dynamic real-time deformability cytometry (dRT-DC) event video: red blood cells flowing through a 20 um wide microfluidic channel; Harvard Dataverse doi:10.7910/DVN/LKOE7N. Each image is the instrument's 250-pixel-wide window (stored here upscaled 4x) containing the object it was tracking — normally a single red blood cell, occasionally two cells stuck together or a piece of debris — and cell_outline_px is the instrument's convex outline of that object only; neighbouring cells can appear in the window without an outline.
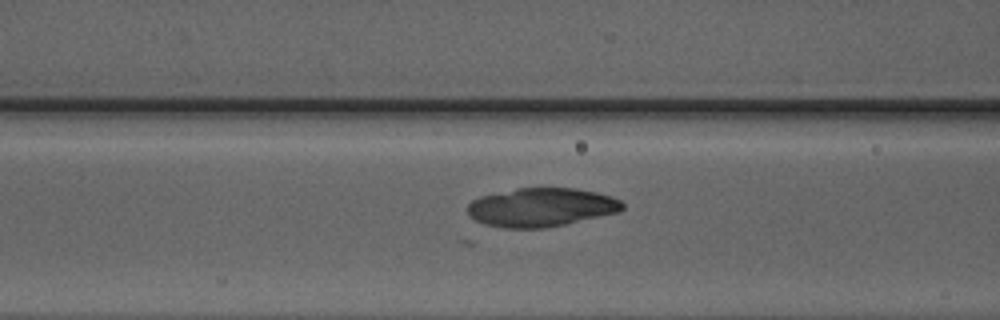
{"species": "Egyptian fruit bat (a non-hibernating species)", "species_latin": "Rousettus aegyptiacus", "temperature_condition": "warm", "stored_images_in_passage": 38, "camera_frame_rate_fps": 3000, "um_per_image_px": 0.085, "animal": {"sex": "male"}, "frame": {"image": 1, "passage_image": 6, "time_ms": 1.667, "image_size_px": [1000, 320], "cell_outline_px": [[624, 208], [620, 212], [564, 224], [544, 228], [504, 228], [484, 224], [468, 216], [468, 204], [472, 200], [480, 196], [516, 188], [576, 188], [596, 192], [612, 196], [620, 200], [624, 204]], "centroid_in_image_um": [46.01, 17.62], "position_along_channel_um": 120.6, "area_um2": 35.03}}
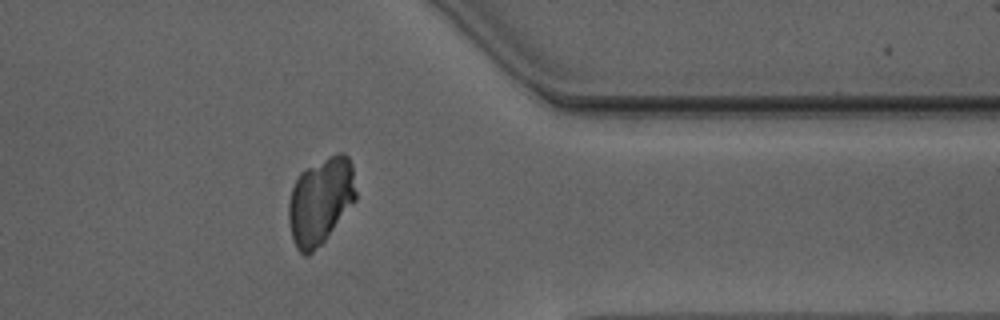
{"frame": {"image": 2, "passage_image": 27, "time_ms": 8.667, "image_size_px": [1000, 320], "cell_outline_px": [[356, 200], [324, 240], [308, 256], [304, 256], [296, 248], [292, 236], [288, 220], [288, 200], [292, 188], [300, 172], [336, 152], [344, 152], [348, 156], [352, 164], [356, 192]], "centroid_in_image_um": [27.24, 17.06], "position_along_channel_um": 384.2, "area_um2": 33.93}}
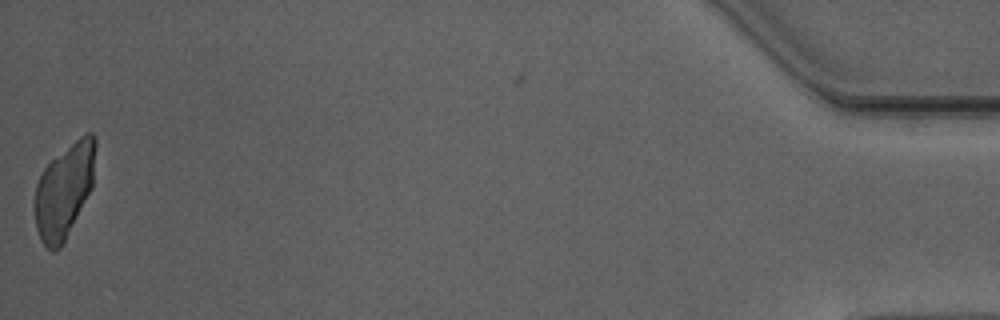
{"frame": {"image": 3, "passage_image": 37, "time_ms": 12.0, "image_size_px": [1000, 320], "cell_outline_px": [[96, 144], [92, 188], [64, 244], [60, 248], [52, 252], [44, 248], [40, 240], [36, 228], [32, 204], [36, 184], [44, 168], [52, 160], [84, 132], [92, 132], [96, 136]], "centroid_in_image_um": [5.43, 16.25], "position_along_channel_um": 429.8, "area_um2": 34.04}}